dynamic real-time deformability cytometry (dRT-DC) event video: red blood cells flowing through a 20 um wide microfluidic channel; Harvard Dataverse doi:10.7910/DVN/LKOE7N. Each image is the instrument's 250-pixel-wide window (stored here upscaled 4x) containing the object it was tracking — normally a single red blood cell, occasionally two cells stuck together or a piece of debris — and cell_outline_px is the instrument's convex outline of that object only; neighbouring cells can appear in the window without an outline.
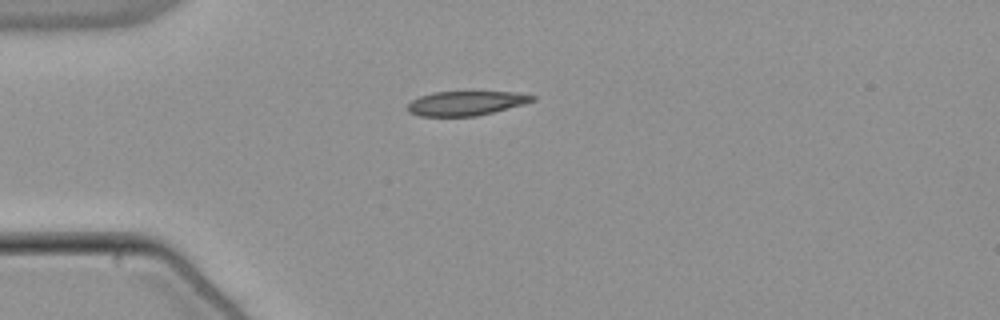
{"species": "common noctule bat (a hibernating species)", "species_latin": "Nyctalus noctula", "temperature_condition": "warm", "stored_images_in_passage": 40, "camera_frame_rate_fps": 3000, "um_per_image_px": 0.085, "animal": {"sex": "male", "body_mass_g": 21.5, "forearm_length_mm": 52.0}, "frame": {"image": 1, "passage_image": 1, "time_ms": 0.0, "image_size_px": [1000, 320], "cell_outline_px": [[536, 100], [524, 104], [476, 116], [420, 116], [408, 112], [408, 104], [412, 100], [420, 96], [432, 92], [516, 92], [536, 96]], "centroid_in_image_um": [39.61, 8.77], "position_along_channel_um": 45.4, "area_um2": 17.63}}
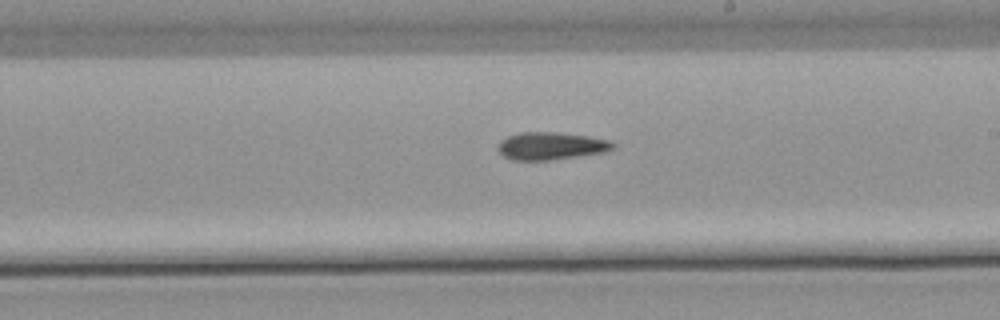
{"frame": {"image": 2, "passage_image": 18, "time_ms": 5.667, "image_size_px": [1000, 320], "cell_outline_px": [[616, 148], [604, 152], [580, 156], [548, 160], [512, 160], [504, 156], [496, 148], [500, 140], [508, 136], [520, 132], [560, 132], [588, 136], [608, 140], [616, 144]], "centroid_in_image_um": [46.83, 12.4], "position_along_channel_um": 242.2, "area_um2": 18.61}}
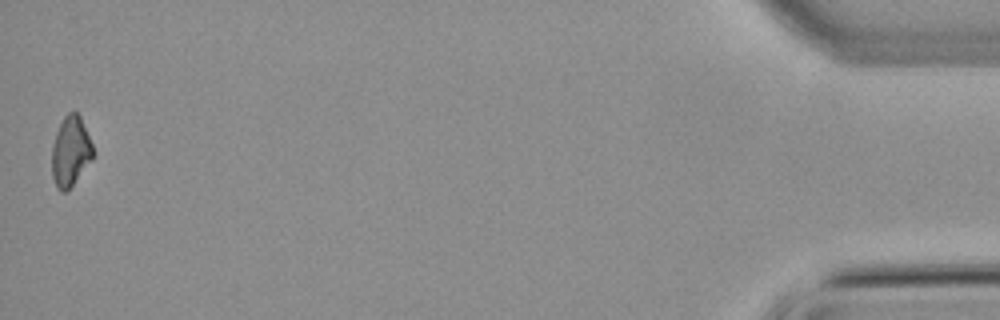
{"frame": {"image": 3, "passage_image": 40, "time_ms": 13.0, "image_size_px": [1000, 320], "cell_outline_px": [[92, 160], [68, 192], [60, 192], [56, 188], [52, 176], [52, 144], [56, 132], [64, 116], [68, 112], [76, 112], [80, 116], [92, 144]], "centroid_in_image_um": [5.97, 12.92], "position_along_channel_um": 429.2, "area_um2": 16.88}}